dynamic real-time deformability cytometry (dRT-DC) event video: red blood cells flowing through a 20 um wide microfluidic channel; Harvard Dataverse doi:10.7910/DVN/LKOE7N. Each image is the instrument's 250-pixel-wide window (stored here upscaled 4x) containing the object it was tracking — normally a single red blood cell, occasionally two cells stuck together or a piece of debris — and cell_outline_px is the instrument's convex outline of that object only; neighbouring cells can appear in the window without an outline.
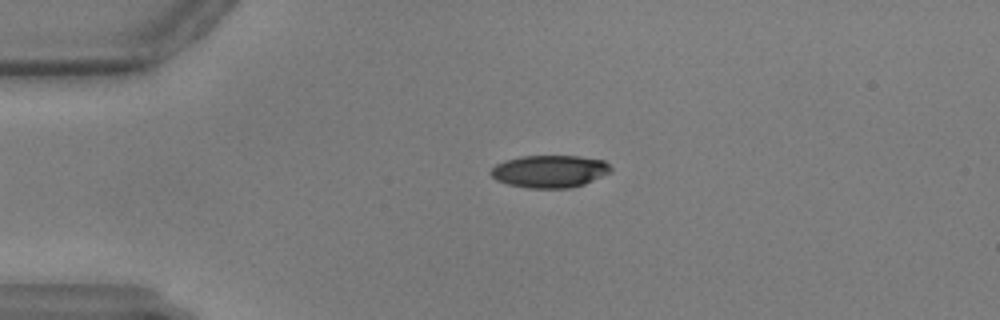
{"species": "common noctule bat (a hibernating species)", "species_latin": "Nyctalus noctula", "temperature_condition": "warm", "stored_images_in_passage": 54, "camera_frame_rate_fps": 3000, "um_per_image_px": 0.085, "animal": {"sex": "male", "body_mass_g": 17.9, "forearm_length_mm": 54.2}, "frame": {"image": 1, "passage_image": 9, "time_ms": 2.667, "image_size_px": [1000, 320], "cell_outline_px": [[612, 172], [584, 184], [568, 188], [528, 188], [508, 184], [496, 180], [488, 172], [496, 164], [504, 160], [520, 156], [580, 156], [604, 160], [612, 168]], "centroid_in_image_um": [46.72, 14.56], "position_along_channel_um": 38.3, "area_um2": 22.83}}
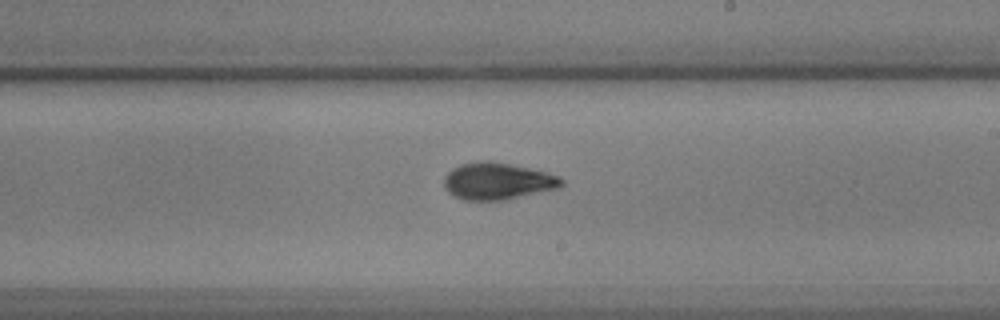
{"frame": {"image": 2, "passage_image": 30, "time_ms": 9.667, "image_size_px": [1000, 320], "cell_outline_px": [[564, 184], [560, 188], [508, 200], [464, 200], [448, 192], [444, 188], [444, 176], [452, 168], [460, 164], [480, 160], [488, 160], [512, 164], [560, 176], [564, 180]], "centroid_in_image_um": [42.3, 15.4], "position_along_channel_um": 246.7, "area_um2": 25.61}}
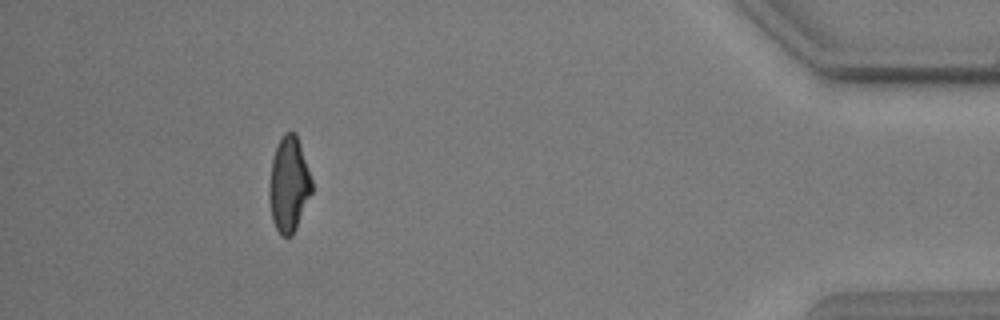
{"frame": {"image": 3, "passage_image": 49, "time_ms": 16.0, "image_size_px": [1000, 320], "cell_outline_px": [[312, 192], [296, 228], [292, 236], [280, 236], [272, 220], [268, 200], [268, 184], [272, 160], [276, 148], [284, 132], [296, 132], [312, 180]], "centroid_in_image_um": [24.53, 15.7], "position_along_channel_um": 410.7, "area_um2": 23.7}}